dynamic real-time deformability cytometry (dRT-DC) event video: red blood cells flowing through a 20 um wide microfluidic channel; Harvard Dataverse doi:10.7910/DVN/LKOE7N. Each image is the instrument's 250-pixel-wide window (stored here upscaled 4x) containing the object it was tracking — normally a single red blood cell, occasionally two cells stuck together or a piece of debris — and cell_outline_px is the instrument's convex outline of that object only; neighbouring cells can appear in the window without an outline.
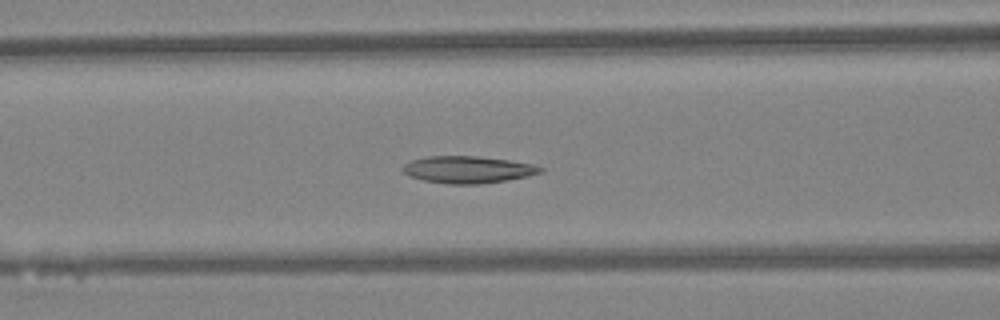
{"species": "Egyptian fruit bat (a non-hibernating species)", "species_latin": "Rousettus aegyptiacus", "temperature_condition": "warm", "stored_images_in_passage": 45, "camera_frame_rate_fps": 3000, "um_per_image_px": 0.085, "animal": {"sex": "female"}, "frame": {"image": 1, "passage_image": 18, "time_ms": 5.667, "image_size_px": [1000, 320], "cell_outline_px": [[544, 172], [504, 180], [480, 184], [448, 184], [424, 180], [408, 176], [400, 168], [404, 164], [412, 160], [428, 156], [476, 156], [508, 160], [532, 164], [544, 168]], "centroid_in_image_um": [39.72, 14.41], "position_along_channel_um": 126.9, "area_um2": 21.5}}
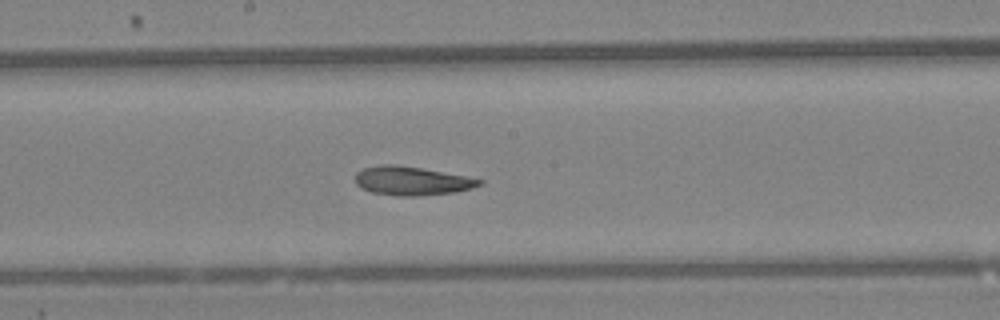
{"frame": {"image": 2, "passage_image": 24, "time_ms": 7.667, "image_size_px": [1000, 320], "cell_outline_px": [[484, 184], [472, 188], [456, 192], [416, 196], [396, 196], [372, 192], [360, 188], [356, 184], [356, 172], [364, 168], [384, 164], [396, 164], [420, 168], [464, 176], [484, 180]], "centroid_in_image_um": [35.0, 15.38], "position_along_channel_um": 213.2, "area_um2": 20.75}}
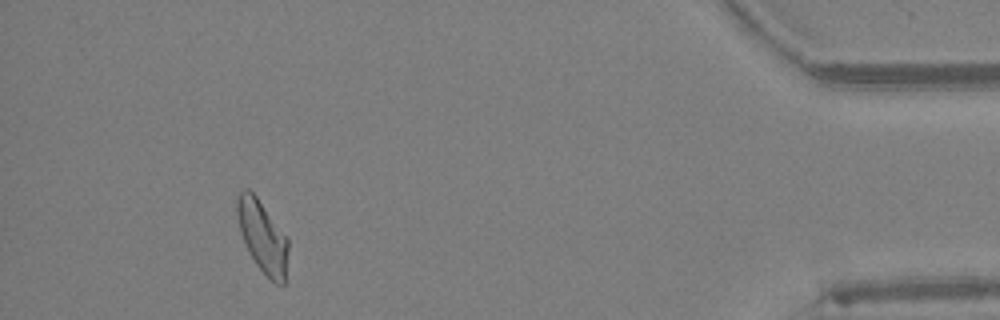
{"frame": {"image": 3, "passage_image": 42, "time_ms": 13.667, "image_size_px": [1000, 320], "cell_outline_px": [[288, 248], [284, 284], [276, 284], [256, 264], [244, 244], [240, 232], [236, 212], [236, 200], [240, 192], [244, 188], [248, 188], [256, 196], [288, 236]], "centroid_in_image_um": [22.3, 20.07], "position_along_channel_um": 412.9, "area_um2": 21.39}, "authors_computed_cell_mechanics": {"area_um2": 21.386, "velocity_mm_per_s": 4.3445, "shape_relaxation_time_tau1_ms": 9.2996, "shape_relaxation_time_tau2_ms": 3.907, "deformation_change_tau1": 0.2044, "deformation_change_tau2": 0.1243}}